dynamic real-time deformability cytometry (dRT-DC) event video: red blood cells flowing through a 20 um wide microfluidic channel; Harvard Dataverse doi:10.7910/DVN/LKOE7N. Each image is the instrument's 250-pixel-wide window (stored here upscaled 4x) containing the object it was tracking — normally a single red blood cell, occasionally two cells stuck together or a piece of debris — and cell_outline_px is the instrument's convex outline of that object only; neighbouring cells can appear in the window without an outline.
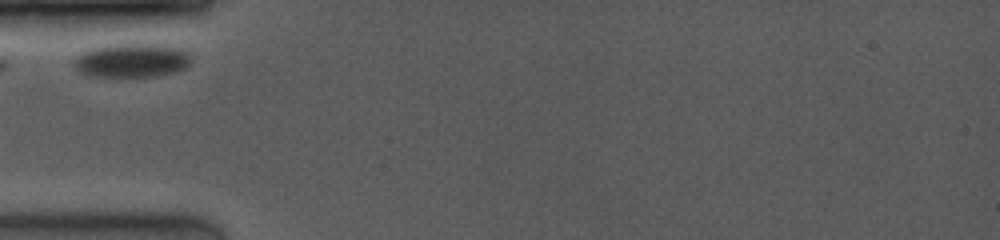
{"species": "common noctule bat (a hibernating species)", "species_latin": "Nyctalus noctula", "temperature_condition": "room temperature", "stored_images_in_passage": 2, "camera_frame_rate_fps": 4000, "um_per_image_px": 0.085, "animal": {"sex": "female", "body_mass_g": 19.0, "forearm_length_mm": 53.3}, "frame": {"image": 1, "passage_image": 1, "time_ms": 0.0, "image_size_px": [1000, 240], "cell_outline_px": [[188, 64], [184, 68], [172, 72], [148, 76], [96, 76], [80, 72], [76, 68], [76, 60], [80, 52], [88, 48], [108, 44], [172, 44], [184, 48], [188, 52]], "centroid_in_image_um": [11.21, 5.09], "position_along_channel_um": 73.8, "area_um2": 23.0}}